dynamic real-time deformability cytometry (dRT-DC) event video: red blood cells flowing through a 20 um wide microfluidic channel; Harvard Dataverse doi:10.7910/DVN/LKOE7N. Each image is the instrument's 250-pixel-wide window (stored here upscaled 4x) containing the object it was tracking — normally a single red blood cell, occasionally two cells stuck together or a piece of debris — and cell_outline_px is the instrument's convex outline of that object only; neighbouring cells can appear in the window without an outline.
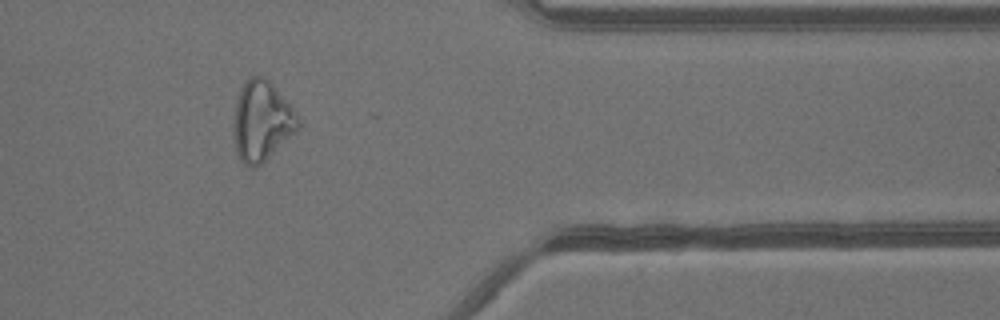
{"species": "common noctule bat (a hibernating species)", "species_latin": "Nyctalus noctula", "temperature_condition": "warm", "stored_images_in_passage": 39, "camera_frame_rate_fps": 3000, "um_per_image_px": 0.085, "animal": {"sex": "male", "body_mass_g": 13.3}, "frame": {"image": 1, "passage_image": 33, "time_ms": 10.667, "image_size_px": [1000, 320], "cell_outline_px": [[300, 128], [296, 132], [256, 168], [252, 168], [244, 164], [240, 160], [236, 152], [236, 104], [240, 88], [244, 80], [252, 76], [264, 76], [276, 88], [292, 108], [300, 120]], "centroid_in_image_um": [22.28, 10.28], "position_along_channel_um": 389.1, "area_um2": 29.42}}